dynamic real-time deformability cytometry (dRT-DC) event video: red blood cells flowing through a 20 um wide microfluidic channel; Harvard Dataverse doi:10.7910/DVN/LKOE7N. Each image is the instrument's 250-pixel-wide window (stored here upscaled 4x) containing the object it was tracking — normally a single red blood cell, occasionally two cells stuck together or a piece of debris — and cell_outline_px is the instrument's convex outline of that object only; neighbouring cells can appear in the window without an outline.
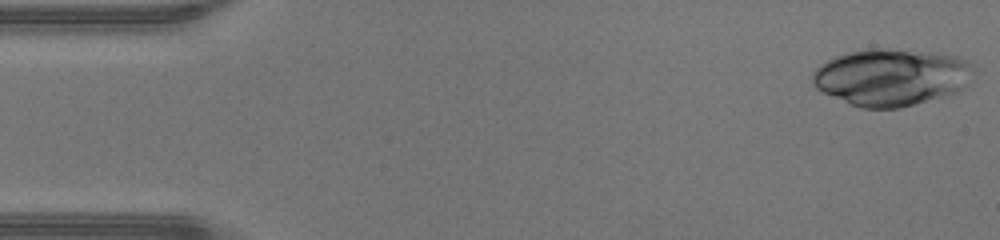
{"species": "human", "species_latin": "Homo sapiens", "temperature_condition": "warm", "stored_images_in_passage": 45, "camera_frame_rate_fps": 3000, "um_per_image_px": 0.085, "donor": {"sex": "male"}, "frame": {"image": 1, "passage_image": 1, "time_ms": 0.0, "image_size_px": [1000, 240], "cell_outline_px": [[976, 72], [964, 88], [960, 92], [900, 108], [860, 108], [824, 92], [816, 88], [812, 84], [812, 72], [820, 64], [836, 56], [848, 52], [876, 48], [884, 48], [956, 56], [968, 60], [972, 64]], "centroid_in_image_um": [75.8, 6.57], "position_along_channel_um": 9.2, "area_um2": 53.52}}
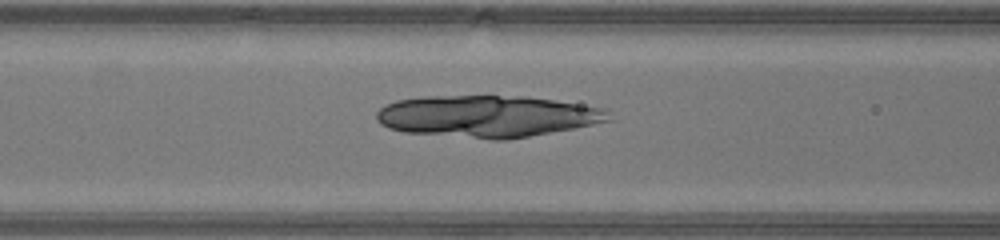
{"frame": {"image": 2, "passage_image": 18, "time_ms": 5.667, "image_size_px": [1000, 240], "cell_outline_px": [[612, 120], [572, 128], [508, 140], [492, 140], [404, 132], [388, 128], [380, 124], [376, 120], [376, 112], [380, 108], [396, 100], [424, 96], [524, 96], [608, 108]], "centroid_in_image_um": [41.4, 9.88], "position_along_channel_um": 125.2, "area_um2": 56.7}}
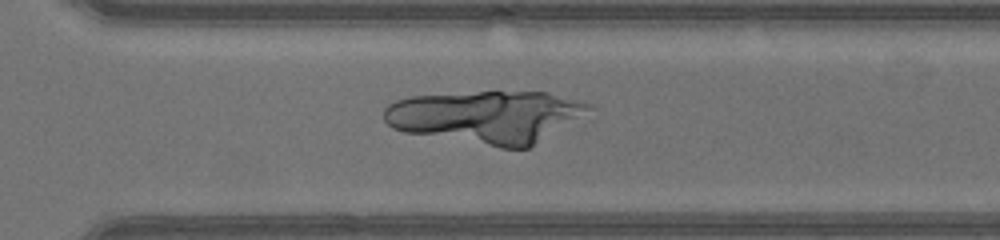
{"frame": {"image": 3, "passage_image": 32, "time_ms": 10.333, "image_size_px": [1000, 240], "cell_outline_px": [[596, 108], [528, 148], [500, 148], [404, 132], [392, 128], [384, 120], [384, 108], [388, 104], [396, 100], [412, 96], [480, 92], [548, 92], [580, 100], [592, 104]], "centroid_in_image_um": [41.35, 9.92], "position_along_channel_um": 329.2, "area_um2": 62.6}}